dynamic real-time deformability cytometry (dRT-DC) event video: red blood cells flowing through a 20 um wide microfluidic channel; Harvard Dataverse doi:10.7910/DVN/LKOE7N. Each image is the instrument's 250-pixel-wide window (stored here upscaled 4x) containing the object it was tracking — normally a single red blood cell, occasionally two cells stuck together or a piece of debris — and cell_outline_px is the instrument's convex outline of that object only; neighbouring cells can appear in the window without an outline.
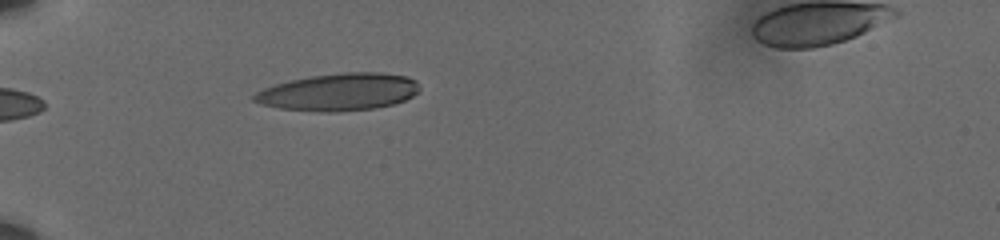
{"species": "human", "species_latin": "Homo sapiens", "temperature_condition": "cold", "stored_images_in_passage": 6, "camera_frame_rate_fps": 3000, "um_per_image_px": 0.085, "donor": {"sex": "male"}, "frame": {"image": 1, "passage_image": 1, "time_ms": 0.0, "image_size_px": [1000, 240], "cell_outline_px": [[420, 88], [412, 96], [404, 100], [392, 104], [376, 108], [340, 112], [320, 112], [280, 108], [260, 104], [252, 100], [252, 96], [256, 92], [264, 88], [276, 84], [292, 80], [312, 76], [344, 72], [380, 72], [408, 76], [416, 80]], "centroid_in_image_um": [28.81, 7.82], "position_along_channel_um": 56.2, "area_um2": 36.01}}
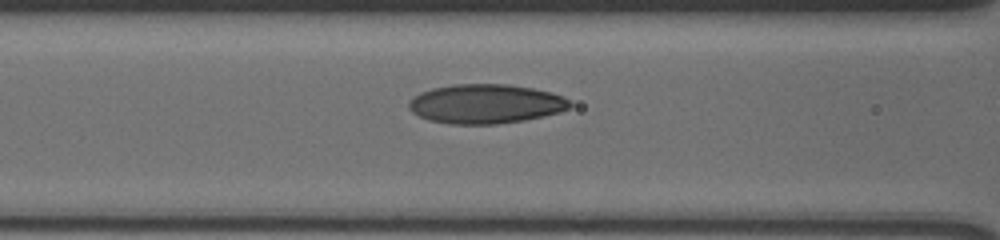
{"frame": {"image": 2, "passage_image": 4, "time_ms": 1.0, "image_size_px": [1000, 240], "cell_outline_px": [[572, 104], [568, 108], [560, 112], [524, 120], [496, 124], [448, 124], [428, 120], [412, 112], [408, 108], [408, 100], [420, 92], [432, 88], [452, 84], [508, 84], [532, 88], [552, 92], [564, 96]], "centroid_in_image_um": [41.25, 8.82], "position_along_channel_um": 125.3, "area_um2": 37.11}}